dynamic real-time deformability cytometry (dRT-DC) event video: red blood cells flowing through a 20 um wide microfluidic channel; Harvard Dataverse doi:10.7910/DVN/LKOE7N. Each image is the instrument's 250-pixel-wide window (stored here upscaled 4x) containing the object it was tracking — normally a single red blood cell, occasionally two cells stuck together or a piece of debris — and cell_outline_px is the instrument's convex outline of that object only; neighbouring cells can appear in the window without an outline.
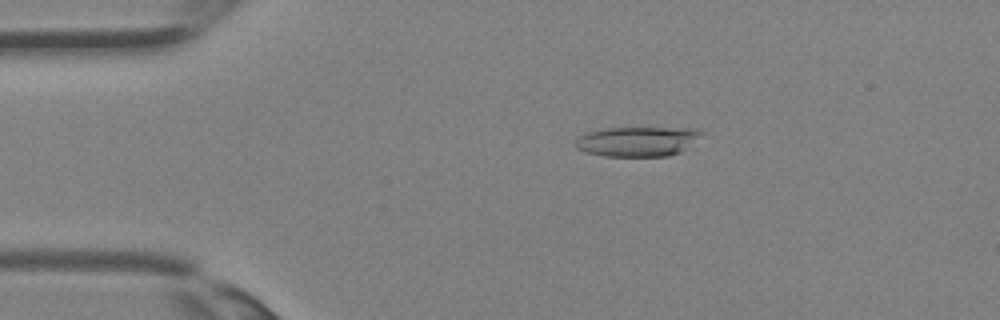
{"species": "Egyptian fruit bat (a non-hibernating species)", "species_latin": "Rousettus aegyptiacus", "temperature_condition": "room temperature", "stored_images_in_passage": 36, "camera_frame_rate_fps": 3000, "um_per_image_px": 0.085, "animal": {"sex": "female"}, "frame": {"image": 1, "passage_image": 7, "time_ms": 2.0, "image_size_px": [1000, 320], "cell_outline_px": [[704, 132], [680, 152], [668, 156], [604, 156], [584, 152], [576, 148], [576, 140], [580, 136], [596, 128], [696, 128]], "centroid_in_image_um": [54.13, 12.01], "position_along_channel_um": 30.9, "area_um2": 21.79}}
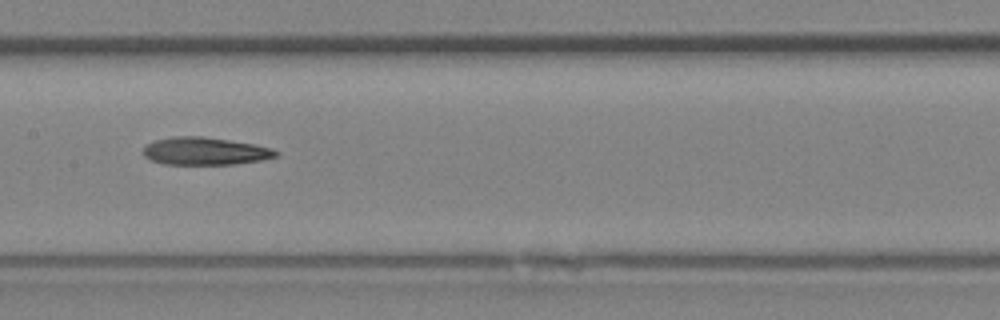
{"frame": {"image": 2, "passage_image": 18, "time_ms": 5.667, "image_size_px": [1000, 320], "cell_outline_px": [[280, 152], [276, 156], [264, 160], [232, 164], [164, 164], [152, 160], [144, 156], [144, 148], [148, 144], [156, 140], [172, 136], [200, 136], [256, 144], [272, 148]], "centroid_in_image_um": [17.47, 12.84], "position_along_channel_um": 189.9, "area_um2": 21.27}}
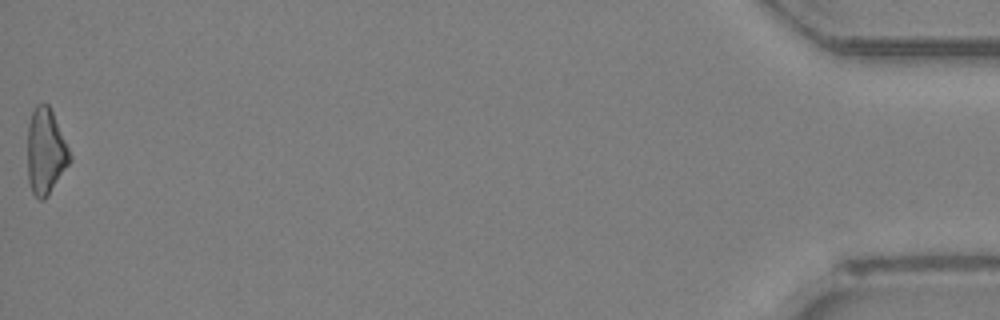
{"frame": {"image": 3, "passage_image": 36, "time_ms": 11.667, "image_size_px": [1000, 320], "cell_outline_px": [[72, 160], [44, 200], [40, 200], [32, 192], [28, 180], [28, 124], [32, 112], [36, 104], [48, 104], [52, 112], [72, 156]], "centroid_in_image_um": [3.87, 12.88], "position_along_channel_um": 431.3, "area_um2": 20.87}}